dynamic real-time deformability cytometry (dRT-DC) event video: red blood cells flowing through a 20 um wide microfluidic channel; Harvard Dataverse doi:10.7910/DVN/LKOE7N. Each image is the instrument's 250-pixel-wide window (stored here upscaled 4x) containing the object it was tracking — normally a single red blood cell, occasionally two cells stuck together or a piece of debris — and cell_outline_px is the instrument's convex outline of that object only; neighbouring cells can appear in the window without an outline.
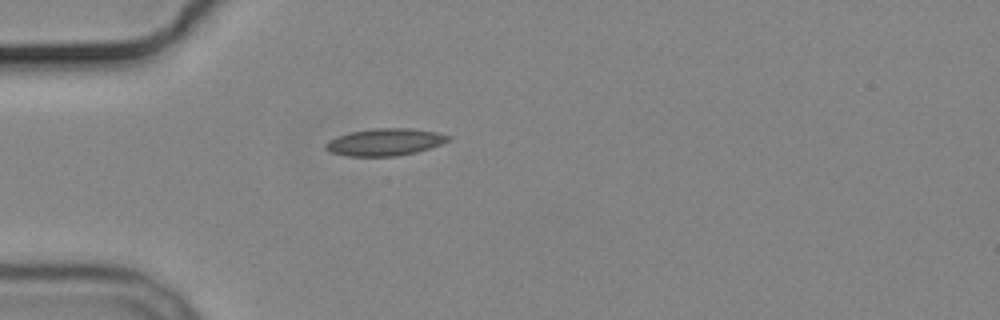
{"species": "common noctule bat (a hibernating species)", "species_latin": "Nyctalus noctula", "temperature_condition": "cold", "stored_images_in_passage": 1, "camera_frame_rate_fps": 3000, "um_per_image_px": 0.085, "animal": {"sex": "male", "body_mass_g": 19.2, "forearm_length_mm": 51.8}, "frame": {"image": 1, "passage_image": 1, "time_ms": 0.0, "image_size_px": [1000, 320], "cell_outline_px": [[452, 136], [448, 140], [440, 144], [416, 152], [396, 156], [344, 156], [332, 152], [324, 148], [324, 144], [328, 140], [336, 136], [352, 132], [372, 128], [408, 128], [436, 132]], "centroid_in_image_um": [32.67, 12.07], "position_along_channel_um": 52.3, "area_um2": 19.31}}